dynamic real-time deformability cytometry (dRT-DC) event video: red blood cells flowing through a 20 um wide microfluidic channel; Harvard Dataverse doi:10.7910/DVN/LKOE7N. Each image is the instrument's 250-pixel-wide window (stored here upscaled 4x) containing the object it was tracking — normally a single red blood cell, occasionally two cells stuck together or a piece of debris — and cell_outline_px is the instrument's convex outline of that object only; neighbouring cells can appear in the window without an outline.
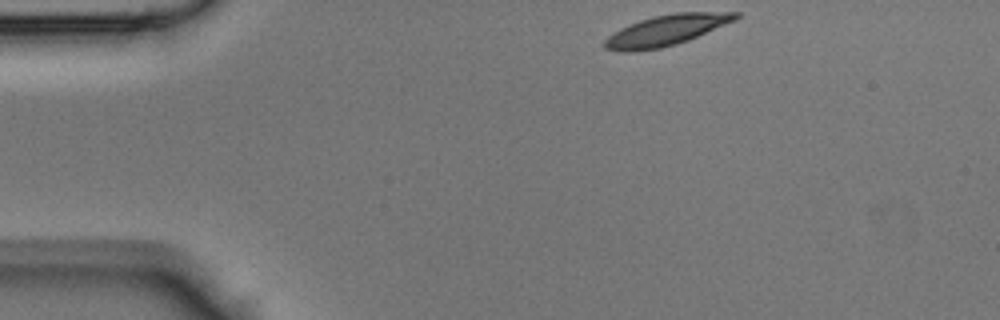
{"species": "Egyptian fruit bat (a non-hibernating species)", "species_latin": "Rousettus aegyptiacus", "temperature_condition": "room temperature", "stored_images_in_passage": 41, "camera_frame_rate_fps": 3000, "um_per_image_px": 0.085, "animal": {"sex": "male"}, "frame": {"image": 1, "passage_image": 1, "time_ms": 0.0, "image_size_px": [1000, 320], "cell_outline_px": [[740, 16], [736, 20], [688, 40], [676, 44], [660, 48], [628, 52], [624, 52], [604, 48], [604, 40], [608, 36], [620, 28], [640, 20], [652, 16], [676, 12], [740, 12]], "centroid_in_image_um": [56.64, 2.56], "position_along_channel_um": 28.4, "area_um2": 23.29}}
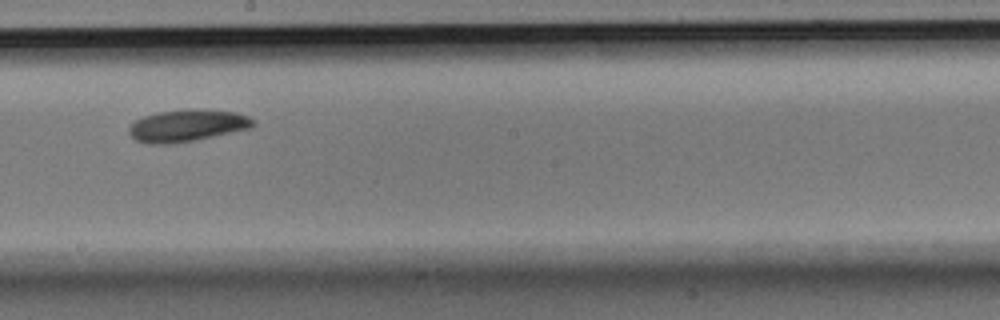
{"frame": {"image": 2, "passage_image": 20, "time_ms": 6.333, "image_size_px": [1000, 320], "cell_outline_px": [[256, 124], [252, 128], [196, 140], [168, 144], [148, 144], [136, 140], [128, 132], [128, 128], [136, 120], [144, 116], [160, 112], [188, 108], [200, 108], [236, 112], [248, 116], [256, 120]], "centroid_in_image_um": [15.96, 10.66], "position_along_channel_um": 232.2, "area_um2": 23.47}}
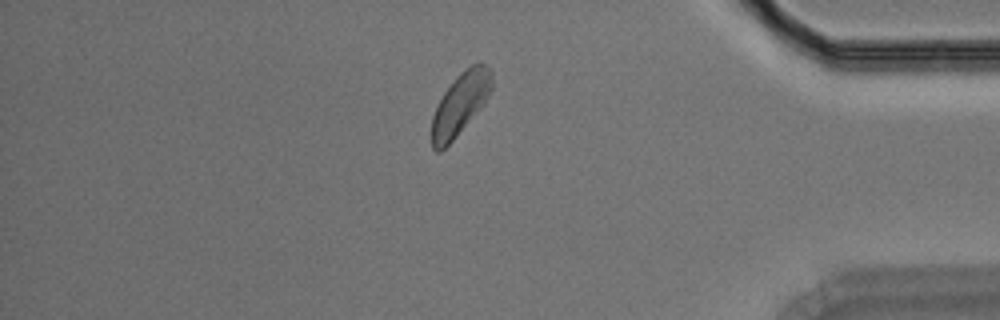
{"frame": {"image": 3, "passage_image": 34, "time_ms": 11.0, "image_size_px": [1000, 320], "cell_outline_px": [[492, 88], [488, 96], [456, 136], [440, 152], [436, 152], [432, 148], [432, 116], [444, 92], [456, 76], [460, 72], [476, 60], [480, 60], [492, 72]], "centroid_in_image_um": [39.12, 8.77], "position_along_channel_um": 396.1, "area_um2": 21.33}}